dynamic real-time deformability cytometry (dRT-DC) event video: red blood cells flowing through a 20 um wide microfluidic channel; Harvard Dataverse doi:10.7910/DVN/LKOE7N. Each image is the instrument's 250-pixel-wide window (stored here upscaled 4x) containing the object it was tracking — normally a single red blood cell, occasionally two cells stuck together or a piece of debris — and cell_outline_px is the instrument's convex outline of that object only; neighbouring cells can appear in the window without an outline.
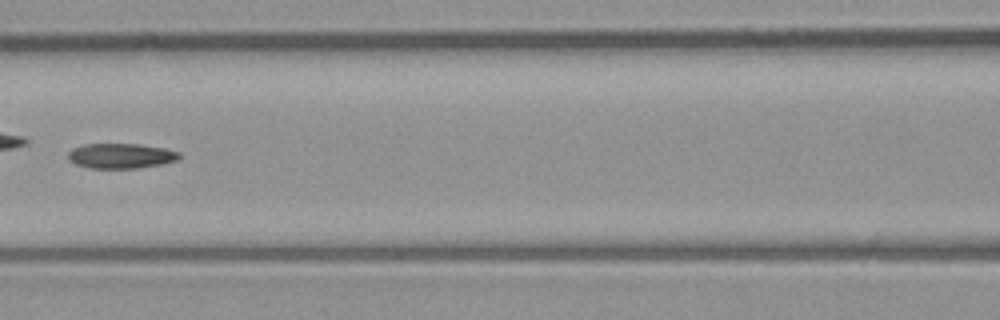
{"species": "common noctule bat (a hibernating species)", "species_latin": "Nyctalus noctula", "temperature_condition": "room temperature", "stored_images_in_passage": 8, "camera_frame_rate_fps": 3000, "um_per_image_px": 0.085, "animal": {"sex": "male", "body_mass_g": 23.1, "forearm_length_mm": 52.7}, "frame": {"image": 1, "passage_image": 7, "time_ms": 8.0, "image_size_px": [1000, 320], "cell_outline_px": [[180, 156], [176, 160], [160, 164], [136, 168], [88, 168], [76, 164], [68, 160], [68, 152], [72, 148], [84, 144], [140, 144], [164, 148], [180, 152]], "centroid_in_image_um": [10.24, 13.24], "position_along_channel_um": 156.4, "area_um2": 16.18}}
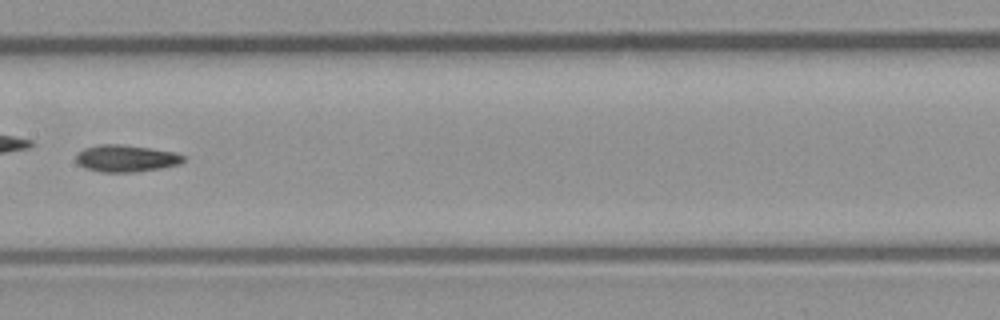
{"frame": {"image": 2, "passage_image": 8, "time_ms": 9.0, "image_size_px": [1000, 320], "cell_outline_px": [[184, 160], [180, 164], [160, 168], [136, 172], [104, 172], [84, 168], [76, 160], [76, 156], [84, 148], [100, 144], [120, 144], [148, 148], [172, 152], [184, 156]], "centroid_in_image_um": [10.7, 13.47], "position_along_channel_um": 196.7, "area_um2": 16.59}}